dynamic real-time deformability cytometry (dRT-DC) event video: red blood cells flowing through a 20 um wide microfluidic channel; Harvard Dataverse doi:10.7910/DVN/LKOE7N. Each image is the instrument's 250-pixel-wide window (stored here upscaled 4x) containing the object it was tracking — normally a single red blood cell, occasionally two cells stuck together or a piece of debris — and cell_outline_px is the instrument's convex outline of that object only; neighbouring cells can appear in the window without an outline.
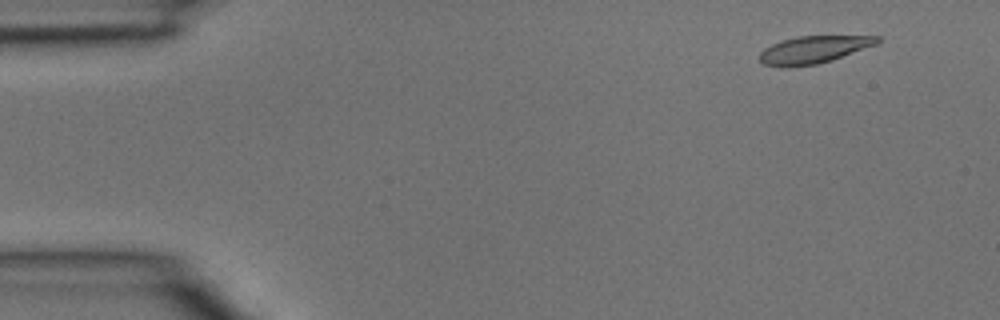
{"species": "common noctule bat (a hibernating species)", "species_latin": "Nyctalus noctula", "temperature_condition": "room temperature", "stored_images_in_passage": 3, "camera_frame_rate_fps": 3000, "um_per_image_px": 0.085, "animal": {"sex": "male", "body_mass_g": 15.6}, "frame": {"image": 1, "passage_image": 1, "time_ms": 0.0, "image_size_px": [1000, 320], "cell_outline_px": [[880, 40], [876, 44], [832, 60], [816, 64], [788, 68], [780, 68], [764, 64], [760, 60], [760, 52], [764, 48], [772, 44], [784, 40], [800, 36], [880, 36]], "centroid_in_image_um": [69.12, 4.24], "position_along_channel_um": 15.9, "area_um2": 18.67}}